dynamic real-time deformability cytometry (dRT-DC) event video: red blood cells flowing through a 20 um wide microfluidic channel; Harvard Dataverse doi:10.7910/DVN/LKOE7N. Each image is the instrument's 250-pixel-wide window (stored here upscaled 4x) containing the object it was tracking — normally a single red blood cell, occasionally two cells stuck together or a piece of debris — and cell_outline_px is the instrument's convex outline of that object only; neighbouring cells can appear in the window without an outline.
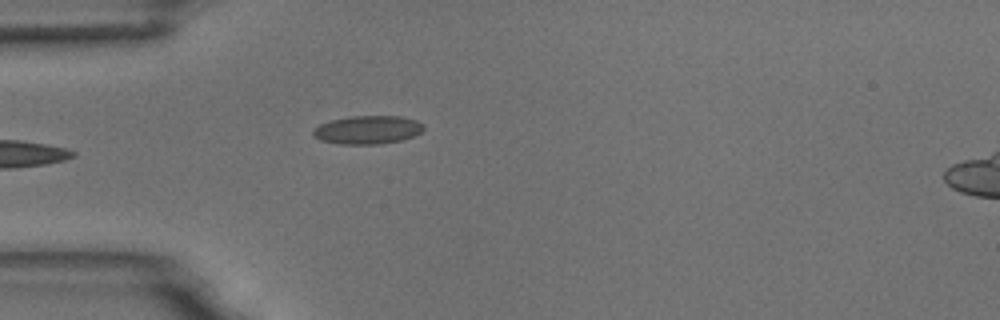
{"species": "common noctule bat (a hibernating species)", "species_latin": "Nyctalus noctula", "temperature_condition": "room temperature", "stored_images_in_passage": 4, "camera_frame_rate_fps": 3000, "um_per_image_px": 0.085, "animal": {"sex": "male", "body_mass_g": 18.8}, "frame": {"image": 1, "passage_image": 4, "time_ms": 3.333, "image_size_px": [1000, 320], "cell_outline_px": [[424, 128], [420, 132], [412, 136], [400, 140], [380, 144], [340, 144], [320, 140], [312, 136], [312, 132], [320, 124], [332, 120], [352, 116], [400, 116], [416, 120], [424, 124]], "centroid_in_image_um": [31.24, 11.03], "position_along_channel_um": 53.8, "area_um2": 18.15}}